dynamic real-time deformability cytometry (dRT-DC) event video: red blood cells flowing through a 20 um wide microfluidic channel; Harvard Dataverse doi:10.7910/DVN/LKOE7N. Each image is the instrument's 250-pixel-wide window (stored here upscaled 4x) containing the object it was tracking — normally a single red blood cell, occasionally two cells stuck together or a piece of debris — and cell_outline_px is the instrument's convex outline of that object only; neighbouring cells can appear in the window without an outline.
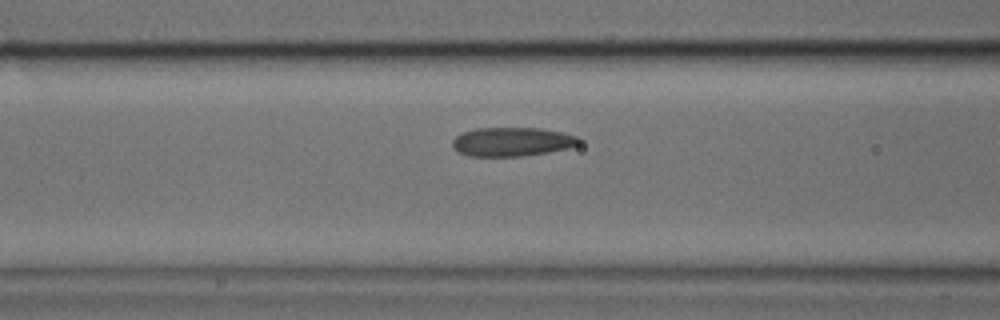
{"species": "common noctule bat (a hibernating species)", "species_latin": "Nyctalus noctula", "temperature_condition": "cold", "stored_images_in_passage": 16, "camera_frame_rate_fps": 3000, "um_per_image_px": 0.085, "animal": {"sex": "male", "body_mass_g": 17.9, "forearm_length_mm": 54.2}, "frame": {"image": 1, "passage_image": 14, "time_ms": 4.333, "image_size_px": [1000, 320], "cell_outline_px": [[584, 140], [580, 144], [568, 148], [548, 152], [524, 156], [468, 156], [456, 152], [452, 148], [452, 140], [456, 136], [464, 132], [476, 128], [540, 128], [560, 132], [576, 136]], "centroid_in_image_um": [43.51, 12.06], "position_along_channel_um": 123.1, "area_um2": 21.5}}